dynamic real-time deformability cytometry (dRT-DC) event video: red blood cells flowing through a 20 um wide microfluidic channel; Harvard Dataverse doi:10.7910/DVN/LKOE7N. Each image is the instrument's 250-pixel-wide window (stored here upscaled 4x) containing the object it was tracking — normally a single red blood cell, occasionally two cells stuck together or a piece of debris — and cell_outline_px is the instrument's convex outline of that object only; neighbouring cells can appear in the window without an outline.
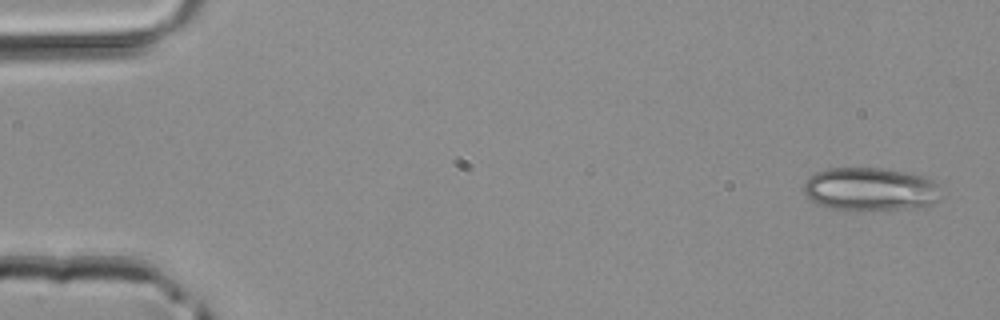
{"species": "common noctule bat (a hibernating species)", "species_latin": "Nyctalus noctula", "temperature_condition": "room temperature", "stored_images_in_passage": 3, "camera_frame_rate_fps": 3000, "um_per_image_px": 0.085, "animal": {"sex": "male", "body_mass_g": 20.4}, "frame": {"image": 1, "passage_image": 1, "time_ms": 0.0, "image_size_px": [1000, 320], "cell_outline_px": [[940, 200], [932, 204], [896, 208], [832, 208], [820, 204], [812, 200], [804, 192], [804, 184], [808, 176], [816, 172], [828, 168], [884, 168], [904, 172], [920, 176], [932, 180], [936, 184]], "centroid_in_image_um": [73.93, 16.03], "position_along_channel_um": 11.1, "area_um2": 33.41}}